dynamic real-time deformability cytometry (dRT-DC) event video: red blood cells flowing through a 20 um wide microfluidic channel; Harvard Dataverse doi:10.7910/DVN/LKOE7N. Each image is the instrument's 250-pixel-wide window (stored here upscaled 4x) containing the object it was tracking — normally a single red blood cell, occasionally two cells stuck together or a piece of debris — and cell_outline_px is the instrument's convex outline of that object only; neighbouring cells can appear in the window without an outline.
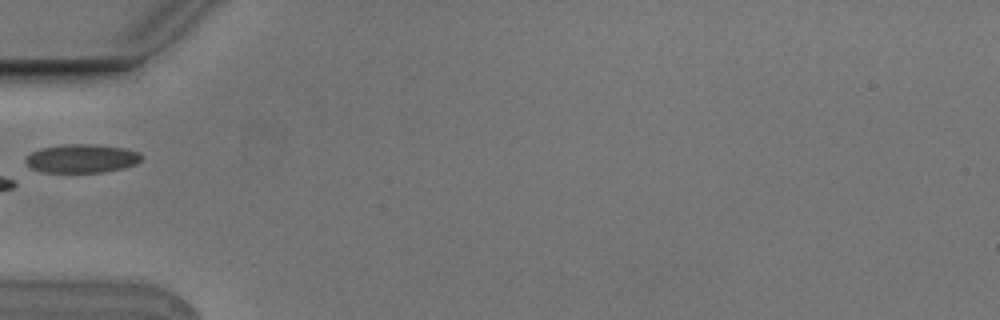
{"species": "Egyptian fruit bat (a non-hibernating species)", "species_latin": "Rousettus aegyptiacus", "temperature_condition": "cold", "stored_images_in_passage": 6, "camera_frame_rate_fps": 3000, "um_per_image_px": 0.085, "animal": {"sex": "male"}, "frame": {"image": 1, "passage_image": 5, "time_ms": 1.333, "image_size_px": [1000, 320], "cell_outline_px": [[144, 156], [136, 164], [124, 168], [104, 172], [40, 172], [32, 168], [24, 160], [24, 156], [40, 148], [64, 144], [92, 144], [124, 148], [140, 152]], "centroid_in_image_um": [6.95, 13.47], "position_along_channel_um": 78.1, "area_um2": 19.48}}